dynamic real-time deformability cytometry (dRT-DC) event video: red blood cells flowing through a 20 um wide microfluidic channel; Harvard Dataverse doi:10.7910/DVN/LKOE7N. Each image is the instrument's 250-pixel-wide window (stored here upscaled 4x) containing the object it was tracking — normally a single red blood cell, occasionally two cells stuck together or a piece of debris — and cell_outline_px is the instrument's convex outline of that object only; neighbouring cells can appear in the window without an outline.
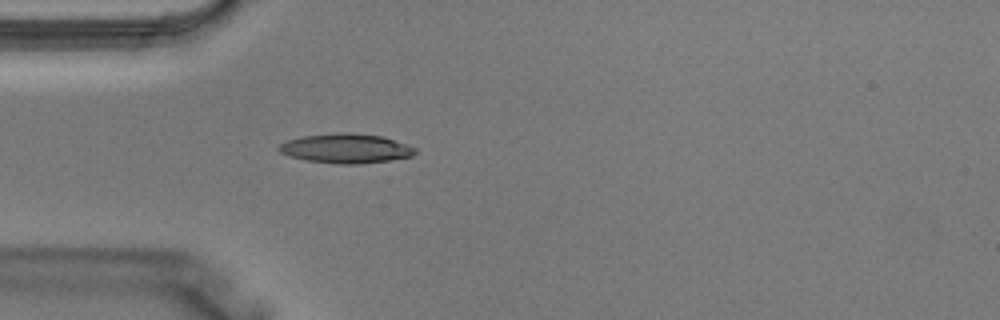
{"species": "Egyptian fruit bat (a non-hibernating species)", "species_latin": "Rousettus aegyptiacus", "temperature_condition": "warm", "stored_images_in_passage": 4, "camera_frame_rate_fps": 3000, "um_per_image_px": 0.085, "animal": {"sex": "male"}, "frame": {"image": 1, "passage_image": 4, "time_ms": 1.0, "image_size_px": [1000, 320], "cell_outline_px": [[416, 152], [412, 156], [388, 160], [360, 164], [340, 164], [304, 160], [288, 156], [280, 152], [276, 148], [280, 144], [288, 140], [300, 136], [340, 132], [348, 132], [380, 136], [416, 148]], "centroid_in_image_um": [29.33, 12.62], "position_along_channel_um": 55.7, "area_um2": 23.29}}